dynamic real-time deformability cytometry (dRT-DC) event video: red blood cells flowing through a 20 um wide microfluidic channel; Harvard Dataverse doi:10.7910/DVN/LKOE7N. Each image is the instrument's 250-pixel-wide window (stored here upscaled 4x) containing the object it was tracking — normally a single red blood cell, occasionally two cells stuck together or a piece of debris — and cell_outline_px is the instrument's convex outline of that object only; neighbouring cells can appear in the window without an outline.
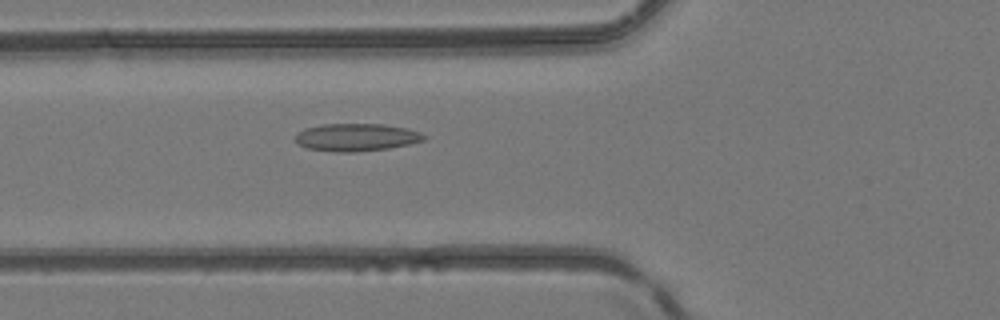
{"species": "common noctule bat (a hibernating species)", "species_latin": "Nyctalus noctula", "temperature_condition": "room temperature", "stored_images_in_passage": 49, "camera_frame_rate_fps": 3000, "um_per_image_px": 0.085, "animal": {"sex": "female", "body_mass_g": 24.6, "forearm_length_mm": 56.2}, "frame": {"image": 1, "passage_image": 19, "time_ms": 6.0, "image_size_px": [1000, 320], "cell_outline_px": [[428, 136], [424, 140], [408, 144], [388, 148], [356, 152], [340, 152], [308, 148], [300, 144], [296, 140], [296, 132], [304, 128], [324, 124], [384, 124], [404, 128], [420, 132]], "centroid_in_image_um": [30.3, 11.66], "position_along_channel_um": 95.5, "area_um2": 20.52}}
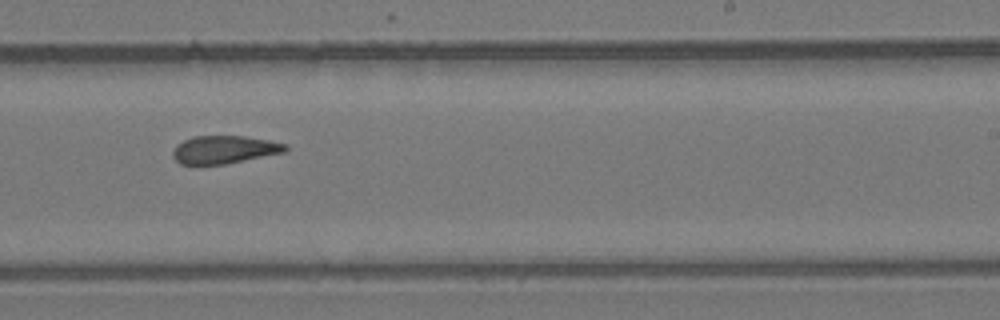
{"frame": {"image": 2, "passage_image": 31, "time_ms": 10.0, "image_size_px": [1000, 320], "cell_outline_px": [[288, 148], [284, 152], [224, 164], [180, 164], [172, 156], [172, 152], [176, 144], [192, 136], [244, 136], [268, 140], [288, 144]], "centroid_in_image_um": [19.04, 12.7], "position_along_channel_um": 270.0, "area_um2": 18.21}}
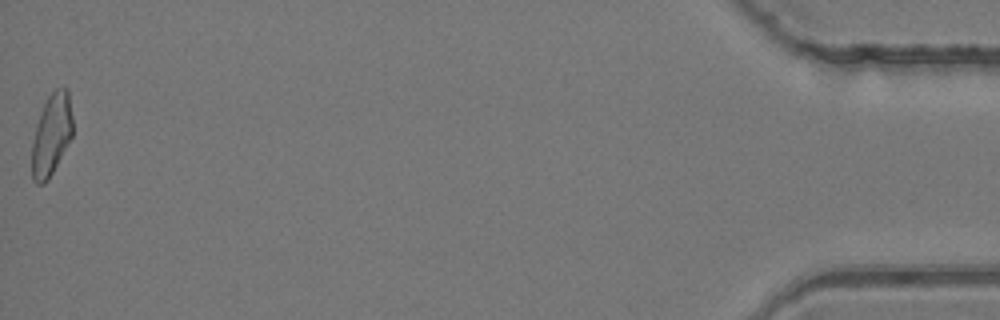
{"frame": {"image": 3, "passage_image": 49, "time_ms": 16.0, "image_size_px": [1000, 320], "cell_outline_px": [[72, 136], [48, 180], [44, 184], [36, 184], [32, 180], [32, 140], [36, 124], [40, 112], [48, 96], [56, 88], [68, 88], [72, 116]], "centroid_in_image_um": [4.36, 11.45], "position_along_channel_um": 430.8, "area_um2": 19.42}}